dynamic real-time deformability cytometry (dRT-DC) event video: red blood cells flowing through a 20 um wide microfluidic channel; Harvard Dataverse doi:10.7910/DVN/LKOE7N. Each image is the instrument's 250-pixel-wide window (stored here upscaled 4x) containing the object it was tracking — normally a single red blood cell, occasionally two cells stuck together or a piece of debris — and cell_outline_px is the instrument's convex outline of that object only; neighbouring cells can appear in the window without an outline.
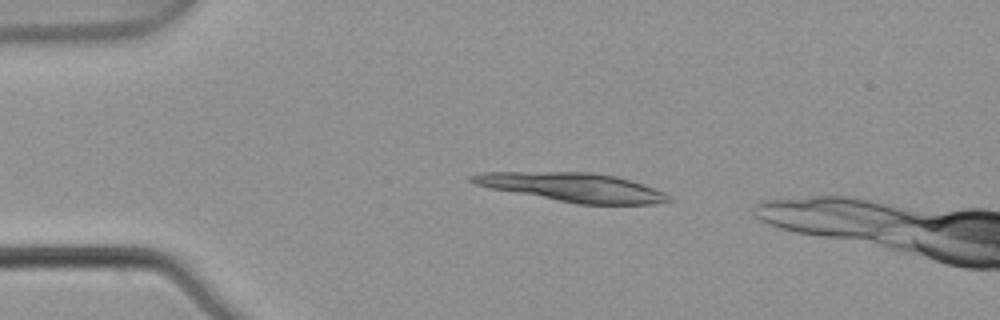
{"species": "common noctule bat (a hibernating species)", "species_latin": "Nyctalus noctula", "temperature_condition": "warm", "stored_images_in_passage": 3, "camera_frame_rate_fps": 3000, "um_per_image_px": 0.085, "animal": {"sex": "male", "body_mass_g": 21.5, "forearm_length_mm": 52.0}, "frame": {"image": 1, "passage_image": 2, "time_ms": 0.333, "image_size_px": [1000, 320], "cell_outline_px": [[672, 200], [656, 204], [576, 204], [492, 188], [476, 184], [468, 180], [468, 176], [480, 172], [592, 172], [616, 176], [632, 180], [644, 184], [664, 192]], "centroid_in_image_um": [48.7, 15.91], "position_along_channel_um": 36.3, "area_um2": 32.95}}